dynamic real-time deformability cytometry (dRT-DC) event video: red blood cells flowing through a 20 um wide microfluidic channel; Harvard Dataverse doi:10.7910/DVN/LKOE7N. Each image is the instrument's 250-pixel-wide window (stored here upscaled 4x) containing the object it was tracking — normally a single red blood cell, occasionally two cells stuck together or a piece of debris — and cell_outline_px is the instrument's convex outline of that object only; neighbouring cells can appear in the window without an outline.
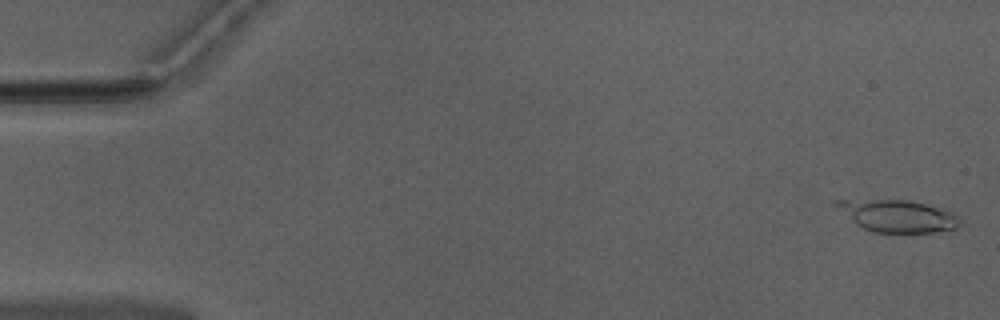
{"species": "Egyptian fruit bat (a non-hibernating species)", "species_latin": "Rousettus aegyptiacus", "temperature_condition": "warm", "stored_images_in_passage": 12, "camera_frame_rate_fps": 3000, "um_per_image_px": 0.085, "animal": {"sex": "male"}, "frame": {"image": 1, "passage_image": 2, "time_ms": 0.333, "image_size_px": [1000, 320], "cell_outline_px": [[960, 224], [956, 228], [932, 232], [872, 232], [856, 224], [832, 204], [832, 200], [908, 200], [924, 204], [952, 212], [960, 220]], "centroid_in_image_um": [76.25, 18.35], "position_along_channel_um": 8.8, "area_um2": 22.72}}